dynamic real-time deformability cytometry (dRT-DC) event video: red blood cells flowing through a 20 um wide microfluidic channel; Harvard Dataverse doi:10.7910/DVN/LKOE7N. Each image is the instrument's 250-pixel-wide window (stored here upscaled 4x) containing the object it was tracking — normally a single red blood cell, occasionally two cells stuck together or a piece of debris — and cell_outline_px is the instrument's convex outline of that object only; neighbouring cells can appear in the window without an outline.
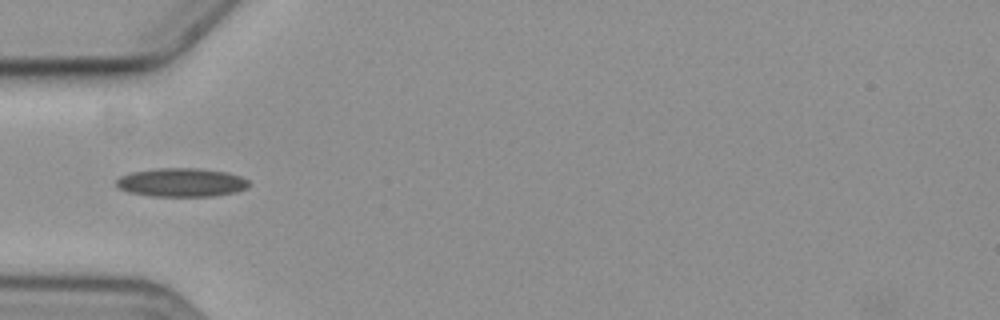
{"species": "common noctule bat (a hibernating species)", "species_latin": "Nyctalus noctula", "temperature_condition": "cold", "stored_images_in_passage": 8, "camera_frame_rate_fps": 3000, "um_per_image_px": 0.085, "animal": {"sex": "female", "body_mass_g": 19.3, "forearm_length_mm": 54.1}, "frame": {"image": 1, "passage_image": 5, "time_ms": 5.0, "image_size_px": [1000, 320], "cell_outline_px": [[252, 184], [248, 188], [236, 192], [216, 196], [152, 196], [128, 192], [120, 188], [116, 184], [116, 180], [120, 176], [132, 172], [156, 168], [200, 168], [228, 172], [240, 176], [248, 180]], "centroid_in_image_um": [15.48, 15.5], "position_along_channel_um": 69.5, "area_um2": 22.37}}
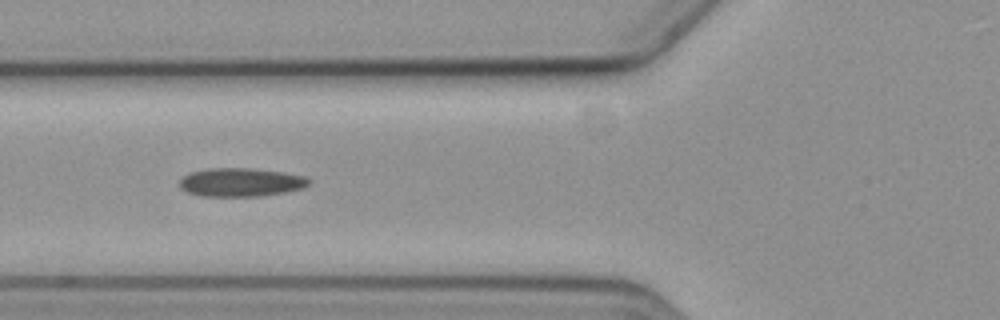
{"frame": {"image": 2, "passage_image": 6, "time_ms": 6.0, "image_size_px": [1000, 320], "cell_outline_px": [[312, 184], [304, 188], [284, 192], [260, 196], [200, 196], [184, 192], [180, 188], [180, 180], [184, 176], [192, 172], [208, 168], [248, 168], [284, 172], [308, 176], [312, 180]], "centroid_in_image_um": [20.52, 15.49], "position_along_channel_um": 105.3, "area_um2": 21.79}}
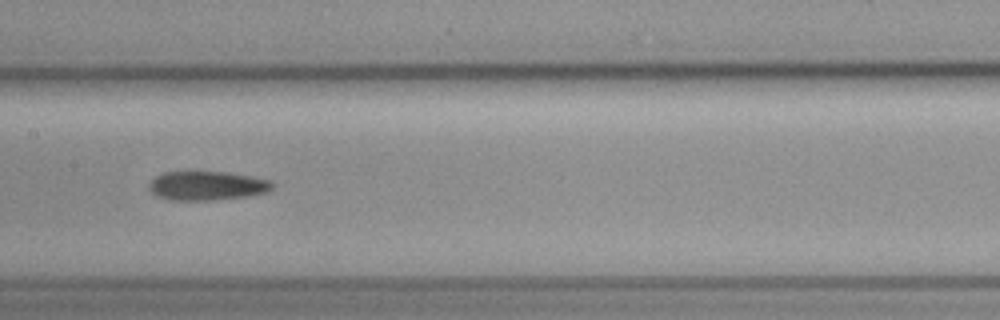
{"frame": {"image": 3, "passage_image": 8, "time_ms": 8.333, "image_size_px": [1000, 320], "cell_outline_px": [[272, 188], [268, 192], [252, 196], [216, 200], [172, 200], [156, 196], [148, 188], [148, 184], [156, 176], [164, 172], [224, 172], [272, 180]], "centroid_in_image_um": [17.6, 15.8], "position_along_channel_um": 189.8, "area_um2": 20.92}}